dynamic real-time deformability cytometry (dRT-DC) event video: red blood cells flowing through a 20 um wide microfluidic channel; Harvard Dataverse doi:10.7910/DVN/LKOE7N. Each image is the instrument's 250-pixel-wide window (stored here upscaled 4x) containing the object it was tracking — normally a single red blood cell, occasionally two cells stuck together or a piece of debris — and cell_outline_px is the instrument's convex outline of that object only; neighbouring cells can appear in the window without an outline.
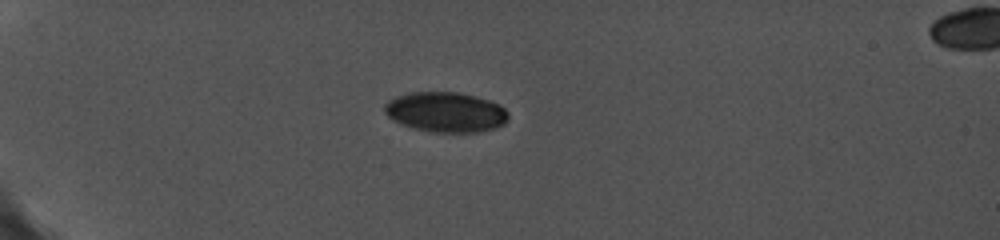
{"species": "common noctule bat (a hibernating species)", "species_latin": "Nyctalus noctula", "temperature_condition": "cold", "stored_images_in_passage": 5, "camera_frame_rate_fps": 5000, "um_per_image_px": 0.085, "animal": {"sex": "female", "body_mass_g": 19.0, "forearm_length_mm": 56.7}, "frame": {"image": 1, "passage_image": 1, "time_ms": 0.0, "image_size_px": [1000, 240], "cell_outline_px": [[508, 116], [504, 124], [480, 132], [432, 132], [412, 128], [388, 116], [384, 112], [384, 104], [388, 100], [396, 96], [412, 92], [456, 92], [488, 100], [504, 108], [508, 112]], "centroid_in_image_um": [37.86, 9.53], "position_along_channel_um": 47.1, "area_um2": 28.55}}